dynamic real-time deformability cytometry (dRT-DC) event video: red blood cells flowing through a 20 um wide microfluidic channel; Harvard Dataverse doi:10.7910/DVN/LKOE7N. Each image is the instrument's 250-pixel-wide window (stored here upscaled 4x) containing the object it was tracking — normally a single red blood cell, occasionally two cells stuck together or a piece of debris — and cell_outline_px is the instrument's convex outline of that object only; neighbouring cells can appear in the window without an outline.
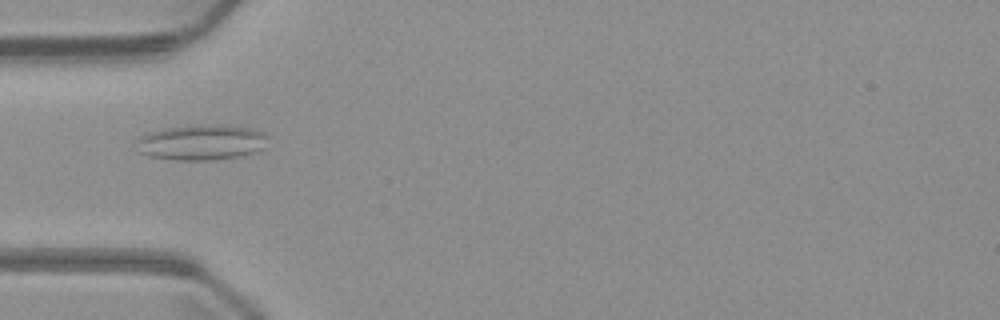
{"species": "common noctule bat (a hibernating species)", "species_latin": "Nyctalus noctula", "temperature_condition": "warm", "stored_images_in_passage": 6, "camera_frame_rate_fps": 3000, "um_per_image_px": 0.085, "animal": {"sex": "male", "body_mass_g": 23.1, "forearm_length_mm": 52.7}, "frame": {"image": 1, "passage_image": 6, "time_ms": 6.667, "image_size_px": [1000, 320], "cell_outline_px": [[268, 136], [264, 148], [260, 152], [240, 156], [216, 160], [172, 160], [148, 156], [136, 152], [136, 140], [140, 136], [148, 132], [164, 128], [188, 124], [224, 124], [252, 128], [264, 132]], "centroid_in_image_um": [17.12, 12.09], "position_along_channel_um": 67.9, "area_um2": 28.21}}